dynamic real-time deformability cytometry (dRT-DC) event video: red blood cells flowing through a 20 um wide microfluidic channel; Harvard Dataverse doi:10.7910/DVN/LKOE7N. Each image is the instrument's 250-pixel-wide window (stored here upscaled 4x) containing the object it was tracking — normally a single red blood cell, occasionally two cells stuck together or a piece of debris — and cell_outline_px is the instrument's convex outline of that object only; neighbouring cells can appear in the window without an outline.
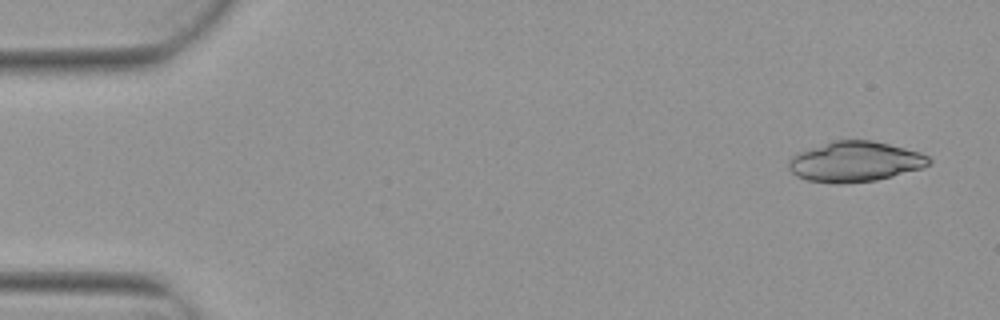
{"species": "Egyptian fruit bat (a non-hibernating species)", "species_latin": "Rousettus aegyptiacus", "temperature_condition": "warm", "stored_images_in_passage": 5, "segment_of_instrument_passage": [1, 2], "camera_frame_rate_fps": 3000, "um_per_image_px": 0.085, "animal": {"sex": "female"}, "frame": {"image": 1, "passage_image": 1, "time_ms": 0.0, "image_size_px": [1000, 320], "cell_outline_px": [[932, 160], [928, 164], [920, 168], [892, 176], [876, 180], [836, 184], [808, 180], [796, 176], [788, 168], [788, 160], [792, 156], [800, 152], [836, 140], [872, 140], [920, 152], [928, 156]], "centroid_in_image_um": [72.66, 13.74], "position_along_channel_um": 12.3, "area_um2": 32.48}}